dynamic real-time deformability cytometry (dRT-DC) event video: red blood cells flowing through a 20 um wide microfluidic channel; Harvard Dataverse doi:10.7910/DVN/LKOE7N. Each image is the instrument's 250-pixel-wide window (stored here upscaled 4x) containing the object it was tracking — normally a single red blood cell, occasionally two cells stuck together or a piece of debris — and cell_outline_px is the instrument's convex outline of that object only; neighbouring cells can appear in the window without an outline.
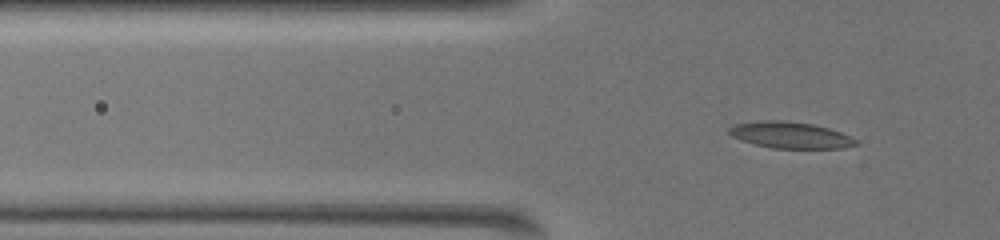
{"species": "common noctule bat (a hibernating species)", "species_latin": "Nyctalus noctula", "temperature_condition": "warm", "stored_images_in_passage": 47, "camera_frame_rate_fps": 3000, "um_per_image_px": 0.085, "animal": {"sex": "female", "body_mass_g": 19.5, "forearm_length_mm": 54.1}, "frame": {"image": 1, "passage_image": 12, "time_ms": 3.667, "image_size_px": [1000, 240], "cell_outline_px": [[860, 144], [844, 148], [772, 148], [740, 140], [732, 136], [728, 132], [728, 128], [732, 124], [760, 120], [784, 120], [812, 124], [828, 128], [840, 132], [860, 140]], "centroid_in_image_um": [67.19, 11.47], "position_along_channel_um": 58.6, "area_um2": 19.71}}
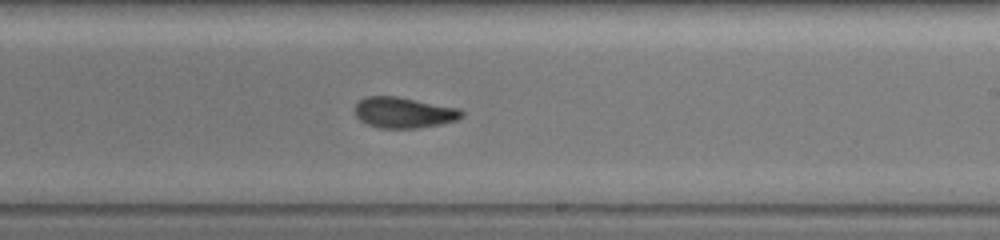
{"frame": {"image": 2, "passage_image": 30, "time_ms": 9.667, "image_size_px": [1000, 240], "cell_outline_px": [[464, 116], [456, 120], [440, 124], [416, 128], [380, 128], [368, 124], [360, 120], [356, 116], [356, 104], [364, 96], [396, 96], [460, 108], [464, 112]], "centroid_in_image_um": [34.34, 9.56], "position_along_channel_um": 254.7, "area_um2": 19.13}}
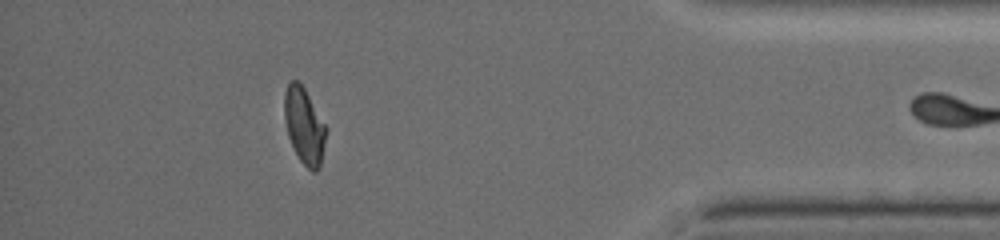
{"frame": {"image": 3, "passage_image": 46, "time_ms": 15.0, "image_size_px": [1000, 240], "cell_outline_px": [[328, 132], [320, 168], [316, 172], [312, 172], [300, 160], [288, 136], [284, 116], [284, 92], [288, 84], [292, 80], [296, 80], [304, 88], [328, 128]], "centroid_in_image_um": [25.89, 10.72], "position_along_channel_um": 409.3, "area_um2": 18.61}}